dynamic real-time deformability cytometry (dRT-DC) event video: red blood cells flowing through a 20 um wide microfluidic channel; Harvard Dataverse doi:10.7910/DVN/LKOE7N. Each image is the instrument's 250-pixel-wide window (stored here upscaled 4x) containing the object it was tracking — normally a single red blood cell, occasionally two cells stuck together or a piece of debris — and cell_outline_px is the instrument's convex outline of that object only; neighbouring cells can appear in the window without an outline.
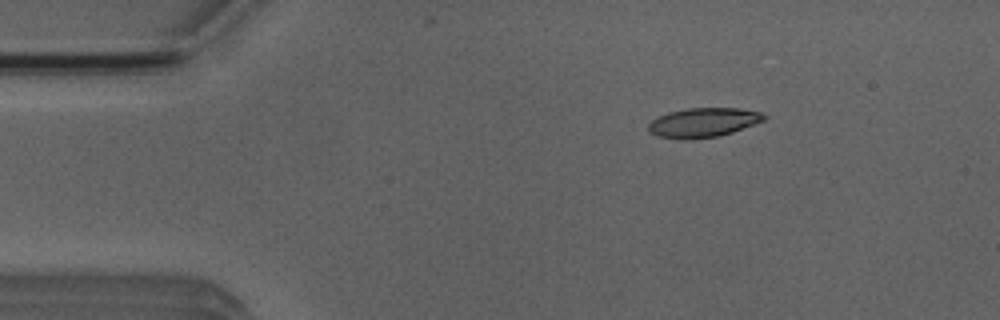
{"species": "Egyptian fruit bat (a non-hibernating species)", "species_latin": "Rousettus aegyptiacus", "temperature_condition": "room temperature", "stored_images_in_passage": 5, "camera_frame_rate_fps": 3000, "um_per_image_px": 0.085, "animal": {"sex": "male"}, "frame": {"image": 1, "passage_image": 3, "time_ms": 2.333, "image_size_px": [1000, 320], "cell_outline_px": [[768, 116], [764, 120], [732, 132], [716, 136], [656, 136], [648, 132], [648, 124], [652, 120], [668, 112], [688, 108], [736, 108], [760, 112]], "centroid_in_image_um": [59.8, 10.36], "position_along_channel_um": 25.2, "area_um2": 18.79}}
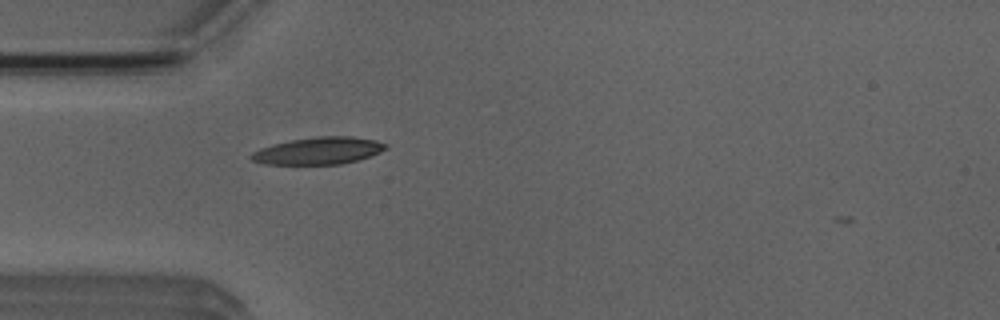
{"frame": {"image": 2, "passage_image": 5, "time_ms": 4.667, "image_size_px": [1000, 320], "cell_outline_px": [[388, 148], [380, 152], [356, 160], [340, 164], [264, 164], [252, 160], [248, 156], [252, 152], [260, 148], [272, 144], [292, 140], [320, 136], [352, 136], [376, 140], [388, 144]], "centroid_in_image_um": [27.06, 12.81], "position_along_channel_um": 57.9, "area_um2": 21.21}}